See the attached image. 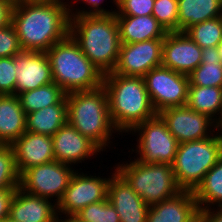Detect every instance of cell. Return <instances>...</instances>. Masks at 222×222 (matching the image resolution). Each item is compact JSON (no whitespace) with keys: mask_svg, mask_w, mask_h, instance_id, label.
Wrapping results in <instances>:
<instances>
[{"mask_svg":"<svg viewBox=\"0 0 222 222\" xmlns=\"http://www.w3.org/2000/svg\"><path fill=\"white\" fill-rule=\"evenodd\" d=\"M66 100L68 123L93 142L102 153L108 152L106 149H111L110 145L115 137L119 136V132L110 118L108 96L104 86L67 93Z\"/></svg>","mask_w":222,"mask_h":222,"instance_id":"obj_4","label":"cell"},{"mask_svg":"<svg viewBox=\"0 0 222 222\" xmlns=\"http://www.w3.org/2000/svg\"><path fill=\"white\" fill-rule=\"evenodd\" d=\"M57 222H86L79 219L76 215L58 216Z\"/></svg>","mask_w":222,"mask_h":222,"instance_id":"obj_40","label":"cell"},{"mask_svg":"<svg viewBox=\"0 0 222 222\" xmlns=\"http://www.w3.org/2000/svg\"><path fill=\"white\" fill-rule=\"evenodd\" d=\"M163 39L121 44L114 73L143 77L151 69L162 65Z\"/></svg>","mask_w":222,"mask_h":222,"instance_id":"obj_13","label":"cell"},{"mask_svg":"<svg viewBox=\"0 0 222 222\" xmlns=\"http://www.w3.org/2000/svg\"><path fill=\"white\" fill-rule=\"evenodd\" d=\"M202 61V49L185 32H168L163 39L162 65L189 75Z\"/></svg>","mask_w":222,"mask_h":222,"instance_id":"obj_15","label":"cell"},{"mask_svg":"<svg viewBox=\"0 0 222 222\" xmlns=\"http://www.w3.org/2000/svg\"><path fill=\"white\" fill-rule=\"evenodd\" d=\"M13 4L12 0H0V29L11 22Z\"/></svg>","mask_w":222,"mask_h":222,"instance_id":"obj_38","label":"cell"},{"mask_svg":"<svg viewBox=\"0 0 222 222\" xmlns=\"http://www.w3.org/2000/svg\"><path fill=\"white\" fill-rule=\"evenodd\" d=\"M103 86L108 96L110 118L119 135L129 133L136 125L157 114L143 77L112 71L103 75Z\"/></svg>","mask_w":222,"mask_h":222,"instance_id":"obj_2","label":"cell"},{"mask_svg":"<svg viewBox=\"0 0 222 222\" xmlns=\"http://www.w3.org/2000/svg\"><path fill=\"white\" fill-rule=\"evenodd\" d=\"M188 78L189 86L222 87V61L217 47L202 49V61Z\"/></svg>","mask_w":222,"mask_h":222,"instance_id":"obj_25","label":"cell"},{"mask_svg":"<svg viewBox=\"0 0 222 222\" xmlns=\"http://www.w3.org/2000/svg\"><path fill=\"white\" fill-rule=\"evenodd\" d=\"M75 215L86 222H120L118 213L109 199L90 204Z\"/></svg>","mask_w":222,"mask_h":222,"instance_id":"obj_31","label":"cell"},{"mask_svg":"<svg viewBox=\"0 0 222 222\" xmlns=\"http://www.w3.org/2000/svg\"><path fill=\"white\" fill-rule=\"evenodd\" d=\"M20 175L16 169L13 147L0 144V189L18 188Z\"/></svg>","mask_w":222,"mask_h":222,"instance_id":"obj_30","label":"cell"},{"mask_svg":"<svg viewBox=\"0 0 222 222\" xmlns=\"http://www.w3.org/2000/svg\"><path fill=\"white\" fill-rule=\"evenodd\" d=\"M108 199L118 213L120 222H146L149 206L116 172L110 179Z\"/></svg>","mask_w":222,"mask_h":222,"instance_id":"obj_18","label":"cell"},{"mask_svg":"<svg viewBox=\"0 0 222 222\" xmlns=\"http://www.w3.org/2000/svg\"><path fill=\"white\" fill-rule=\"evenodd\" d=\"M217 48H218L219 56L222 61V41L218 44Z\"/></svg>","mask_w":222,"mask_h":222,"instance_id":"obj_44","label":"cell"},{"mask_svg":"<svg viewBox=\"0 0 222 222\" xmlns=\"http://www.w3.org/2000/svg\"><path fill=\"white\" fill-rule=\"evenodd\" d=\"M15 95L53 82L46 52L22 51L15 55Z\"/></svg>","mask_w":222,"mask_h":222,"instance_id":"obj_16","label":"cell"},{"mask_svg":"<svg viewBox=\"0 0 222 222\" xmlns=\"http://www.w3.org/2000/svg\"><path fill=\"white\" fill-rule=\"evenodd\" d=\"M9 216L17 222H57V205L18 187L11 200Z\"/></svg>","mask_w":222,"mask_h":222,"instance_id":"obj_19","label":"cell"},{"mask_svg":"<svg viewBox=\"0 0 222 222\" xmlns=\"http://www.w3.org/2000/svg\"><path fill=\"white\" fill-rule=\"evenodd\" d=\"M74 1V2H73ZM105 0H70L71 15H112L116 12V8L112 7L111 10L105 8L103 5ZM77 2V3H76ZM83 3L85 7H75V4ZM103 5V7H102ZM75 7V8H74ZM88 7V8H87ZM105 8V9H104Z\"/></svg>","mask_w":222,"mask_h":222,"instance_id":"obj_36","label":"cell"},{"mask_svg":"<svg viewBox=\"0 0 222 222\" xmlns=\"http://www.w3.org/2000/svg\"><path fill=\"white\" fill-rule=\"evenodd\" d=\"M158 114L179 143L208 138L218 130L216 122L208 115L196 112L187 105L167 108Z\"/></svg>","mask_w":222,"mask_h":222,"instance_id":"obj_12","label":"cell"},{"mask_svg":"<svg viewBox=\"0 0 222 222\" xmlns=\"http://www.w3.org/2000/svg\"><path fill=\"white\" fill-rule=\"evenodd\" d=\"M222 157V131L208 138L179 143L172 170L182 190L194 191Z\"/></svg>","mask_w":222,"mask_h":222,"instance_id":"obj_6","label":"cell"},{"mask_svg":"<svg viewBox=\"0 0 222 222\" xmlns=\"http://www.w3.org/2000/svg\"><path fill=\"white\" fill-rule=\"evenodd\" d=\"M178 0H155L152 15L167 32L179 31Z\"/></svg>","mask_w":222,"mask_h":222,"instance_id":"obj_32","label":"cell"},{"mask_svg":"<svg viewBox=\"0 0 222 222\" xmlns=\"http://www.w3.org/2000/svg\"><path fill=\"white\" fill-rule=\"evenodd\" d=\"M57 1H65V0H16L15 2L48 3V2H57Z\"/></svg>","mask_w":222,"mask_h":222,"instance_id":"obj_41","label":"cell"},{"mask_svg":"<svg viewBox=\"0 0 222 222\" xmlns=\"http://www.w3.org/2000/svg\"><path fill=\"white\" fill-rule=\"evenodd\" d=\"M69 34L103 74L115 69L121 46L115 13L71 15Z\"/></svg>","mask_w":222,"mask_h":222,"instance_id":"obj_3","label":"cell"},{"mask_svg":"<svg viewBox=\"0 0 222 222\" xmlns=\"http://www.w3.org/2000/svg\"><path fill=\"white\" fill-rule=\"evenodd\" d=\"M52 139L55 160L73 167L101 154V150L93 142L68 122L52 136Z\"/></svg>","mask_w":222,"mask_h":222,"instance_id":"obj_14","label":"cell"},{"mask_svg":"<svg viewBox=\"0 0 222 222\" xmlns=\"http://www.w3.org/2000/svg\"><path fill=\"white\" fill-rule=\"evenodd\" d=\"M143 78L157 114L167 108L187 105L190 85L188 75L160 65L151 69Z\"/></svg>","mask_w":222,"mask_h":222,"instance_id":"obj_10","label":"cell"},{"mask_svg":"<svg viewBox=\"0 0 222 222\" xmlns=\"http://www.w3.org/2000/svg\"><path fill=\"white\" fill-rule=\"evenodd\" d=\"M66 93L55 82L18 94L21 107L27 114L57 104Z\"/></svg>","mask_w":222,"mask_h":222,"instance_id":"obj_28","label":"cell"},{"mask_svg":"<svg viewBox=\"0 0 222 222\" xmlns=\"http://www.w3.org/2000/svg\"><path fill=\"white\" fill-rule=\"evenodd\" d=\"M201 49L217 47L222 41V18L194 24L184 31Z\"/></svg>","mask_w":222,"mask_h":222,"instance_id":"obj_29","label":"cell"},{"mask_svg":"<svg viewBox=\"0 0 222 222\" xmlns=\"http://www.w3.org/2000/svg\"><path fill=\"white\" fill-rule=\"evenodd\" d=\"M68 122L66 95L54 105L26 115V131L53 136Z\"/></svg>","mask_w":222,"mask_h":222,"instance_id":"obj_23","label":"cell"},{"mask_svg":"<svg viewBox=\"0 0 222 222\" xmlns=\"http://www.w3.org/2000/svg\"><path fill=\"white\" fill-rule=\"evenodd\" d=\"M217 128L222 131V113L220 119L216 122Z\"/></svg>","mask_w":222,"mask_h":222,"instance_id":"obj_43","label":"cell"},{"mask_svg":"<svg viewBox=\"0 0 222 222\" xmlns=\"http://www.w3.org/2000/svg\"><path fill=\"white\" fill-rule=\"evenodd\" d=\"M155 0H117L115 16L152 15Z\"/></svg>","mask_w":222,"mask_h":222,"instance_id":"obj_33","label":"cell"},{"mask_svg":"<svg viewBox=\"0 0 222 222\" xmlns=\"http://www.w3.org/2000/svg\"><path fill=\"white\" fill-rule=\"evenodd\" d=\"M200 215L206 222H222V208L200 210Z\"/></svg>","mask_w":222,"mask_h":222,"instance_id":"obj_39","label":"cell"},{"mask_svg":"<svg viewBox=\"0 0 222 222\" xmlns=\"http://www.w3.org/2000/svg\"><path fill=\"white\" fill-rule=\"evenodd\" d=\"M17 188L0 189V220L10 215V204Z\"/></svg>","mask_w":222,"mask_h":222,"instance_id":"obj_37","label":"cell"},{"mask_svg":"<svg viewBox=\"0 0 222 222\" xmlns=\"http://www.w3.org/2000/svg\"><path fill=\"white\" fill-rule=\"evenodd\" d=\"M26 131V113L17 95H0V144L11 145Z\"/></svg>","mask_w":222,"mask_h":222,"instance_id":"obj_22","label":"cell"},{"mask_svg":"<svg viewBox=\"0 0 222 222\" xmlns=\"http://www.w3.org/2000/svg\"><path fill=\"white\" fill-rule=\"evenodd\" d=\"M121 44L164 39L168 33L153 15L116 16Z\"/></svg>","mask_w":222,"mask_h":222,"instance_id":"obj_21","label":"cell"},{"mask_svg":"<svg viewBox=\"0 0 222 222\" xmlns=\"http://www.w3.org/2000/svg\"><path fill=\"white\" fill-rule=\"evenodd\" d=\"M191 222H200V213Z\"/></svg>","mask_w":222,"mask_h":222,"instance_id":"obj_45","label":"cell"},{"mask_svg":"<svg viewBox=\"0 0 222 222\" xmlns=\"http://www.w3.org/2000/svg\"><path fill=\"white\" fill-rule=\"evenodd\" d=\"M200 222H206V221L202 218L201 215H200Z\"/></svg>","mask_w":222,"mask_h":222,"instance_id":"obj_46","label":"cell"},{"mask_svg":"<svg viewBox=\"0 0 222 222\" xmlns=\"http://www.w3.org/2000/svg\"><path fill=\"white\" fill-rule=\"evenodd\" d=\"M114 171L110 176H96L86 174L79 168L73 174L69 186L65 190L61 200L57 203L58 216L75 215L86 206L108 199V186L111 177L117 172ZM107 177V178H106Z\"/></svg>","mask_w":222,"mask_h":222,"instance_id":"obj_11","label":"cell"},{"mask_svg":"<svg viewBox=\"0 0 222 222\" xmlns=\"http://www.w3.org/2000/svg\"><path fill=\"white\" fill-rule=\"evenodd\" d=\"M70 2H14L11 23L23 51L47 52L70 32Z\"/></svg>","mask_w":222,"mask_h":222,"instance_id":"obj_1","label":"cell"},{"mask_svg":"<svg viewBox=\"0 0 222 222\" xmlns=\"http://www.w3.org/2000/svg\"><path fill=\"white\" fill-rule=\"evenodd\" d=\"M0 222H17V221L14 220L12 217L7 216L6 218L0 220Z\"/></svg>","mask_w":222,"mask_h":222,"instance_id":"obj_42","label":"cell"},{"mask_svg":"<svg viewBox=\"0 0 222 222\" xmlns=\"http://www.w3.org/2000/svg\"><path fill=\"white\" fill-rule=\"evenodd\" d=\"M14 25L10 22L8 25L0 29V58L14 57L22 52Z\"/></svg>","mask_w":222,"mask_h":222,"instance_id":"obj_35","label":"cell"},{"mask_svg":"<svg viewBox=\"0 0 222 222\" xmlns=\"http://www.w3.org/2000/svg\"><path fill=\"white\" fill-rule=\"evenodd\" d=\"M76 170L56 160L33 166L20 175L19 187L32 195L50 199L57 205Z\"/></svg>","mask_w":222,"mask_h":222,"instance_id":"obj_9","label":"cell"},{"mask_svg":"<svg viewBox=\"0 0 222 222\" xmlns=\"http://www.w3.org/2000/svg\"><path fill=\"white\" fill-rule=\"evenodd\" d=\"M199 210L222 208V157L193 191Z\"/></svg>","mask_w":222,"mask_h":222,"instance_id":"obj_26","label":"cell"},{"mask_svg":"<svg viewBox=\"0 0 222 222\" xmlns=\"http://www.w3.org/2000/svg\"><path fill=\"white\" fill-rule=\"evenodd\" d=\"M199 213L193 191L182 190L169 199L149 206L146 222H191Z\"/></svg>","mask_w":222,"mask_h":222,"instance_id":"obj_20","label":"cell"},{"mask_svg":"<svg viewBox=\"0 0 222 222\" xmlns=\"http://www.w3.org/2000/svg\"><path fill=\"white\" fill-rule=\"evenodd\" d=\"M15 56L0 58V95H15Z\"/></svg>","mask_w":222,"mask_h":222,"instance_id":"obj_34","label":"cell"},{"mask_svg":"<svg viewBox=\"0 0 222 222\" xmlns=\"http://www.w3.org/2000/svg\"><path fill=\"white\" fill-rule=\"evenodd\" d=\"M11 146L19 175L30 167L55 160L52 136L25 131Z\"/></svg>","mask_w":222,"mask_h":222,"instance_id":"obj_17","label":"cell"},{"mask_svg":"<svg viewBox=\"0 0 222 222\" xmlns=\"http://www.w3.org/2000/svg\"><path fill=\"white\" fill-rule=\"evenodd\" d=\"M53 82L67 94L103 85V73L84 55L69 34L47 52Z\"/></svg>","mask_w":222,"mask_h":222,"instance_id":"obj_5","label":"cell"},{"mask_svg":"<svg viewBox=\"0 0 222 222\" xmlns=\"http://www.w3.org/2000/svg\"><path fill=\"white\" fill-rule=\"evenodd\" d=\"M128 134L137 135V145L134 146L136 149L131 147V151H128L131 155L136 153V160L146 164L172 165L179 142L169 132L167 124L159 114L136 125Z\"/></svg>","mask_w":222,"mask_h":222,"instance_id":"obj_8","label":"cell"},{"mask_svg":"<svg viewBox=\"0 0 222 222\" xmlns=\"http://www.w3.org/2000/svg\"><path fill=\"white\" fill-rule=\"evenodd\" d=\"M187 106L217 122L222 113V87L189 86Z\"/></svg>","mask_w":222,"mask_h":222,"instance_id":"obj_27","label":"cell"},{"mask_svg":"<svg viewBox=\"0 0 222 222\" xmlns=\"http://www.w3.org/2000/svg\"><path fill=\"white\" fill-rule=\"evenodd\" d=\"M112 1H113V2H112ZM116 1H117V0H111V3H112V4L114 3V4H115V7H116Z\"/></svg>","mask_w":222,"mask_h":222,"instance_id":"obj_47","label":"cell"},{"mask_svg":"<svg viewBox=\"0 0 222 222\" xmlns=\"http://www.w3.org/2000/svg\"><path fill=\"white\" fill-rule=\"evenodd\" d=\"M177 6L179 32L222 15V0H178Z\"/></svg>","mask_w":222,"mask_h":222,"instance_id":"obj_24","label":"cell"},{"mask_svg":"<svg viewBox=\"0 0 222 222\" xmlns=\"http://www.w3.org/2000/svg\"><path fill=\"white\" fill-rule=\"evenodd\" d=\"M127 160L115 163L116 170L148 206L169 199L182 191L171 165L146 164L135 157Z\"/></svg>","mask_w":222,"mask_h":222,"instance_id":"obj_7","label":"cell"}]
</instances>
